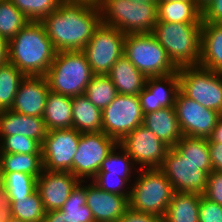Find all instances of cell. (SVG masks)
<instances>
[{
	"mask_svg": "<svg viewBox=\"0 0 222 222\" xmlns=\"http://www.w3.org/2000/svg\"><path fill=\"white\" fill-rule=\"evenodd\" d=\"M119 94L138 95L145 87L147 77L123 54L108 74Z\"/></svg>",
	"mask_w": 222,
	"mask_h": 222,
	"instance_id": "23",
	"label": "cell"
},
{
	"mask_svg": "<svg viewBox=\"0 0 222 222\" xmlns=\"http://www.w3.org/2000/svg\"><path fill=\"white\" fill-rule=\"evenodd\" d=\"M208 142H218L222 144V115L218 118L216 127L213 129Z\"/></svg>",
	"mask_w": 222,
	"mask_h": 222,
	"instance_id": "47",
	"label": "cell"
},
{
	"mask_svg": "<svg viewBox=\"0 0 222 222\" xmlns=\"http://www.w3.org/2000/svg\"><path fill=\"white\" fill-rule=\"evenodd\" d=\"M79 183L71 172L43 170L37 178V191L45 212L60 210Z\"/></svg>",
	"mask_w": 222,
	"mask_h": 222,
	"instance_id": "16",
	"label": "cell"
},
{
	"mask_svg": "<svg viewBox=\"0 0 222 222\" xmlns=\"http://www.w3.org/2000/svg\"><path fill=\"white\" fill-rule=\"evenodd\" d=\"M29 22L10 0H0V36L9 42Z\"/></svg>",
	"mask_w": 222,
	"mask_h": 222,
	"instance_id": "32",
	"label": "cell"
},
{
	"mask_svg": "<svg viewBox=\"0 0 222 222\" xmlns=\"http://www.w3.org/2000/svg\"><path fill=\"white\" fill-rule=\"evenodd\" d=\"M43 120L47 131L73 128L72 97L48 93Z\"/></svg>",
	"mask_w": 222,
	"mask_h": 222,
	"instance_id": "24",
	"label": "cell"
},
{
	"mask_svg": "<svg viewBox=\"0 0 222 222\" xmlns=\"http://www.w3.org/2000/svg\"><path fill=\"white\" fill-rule=\"evenodd\" d=\"M197 5L203 9L206 5H208L212 0H195Z\"/></svg>",
	"mask_w": 222,
	"mask_h": 222,
	"instance_id": "50",
	"label": "cell"
},
{
	"mask_svg": "<svg viewBox=\"0 0 222 222\" xmlns=\"http://www.w3.org/2000/svg\"><path fill=\"white\" fill-rule=\"evenodd\" d=\"M26 76L12 63L0 65V111L11 109L18 87Z\"/></svg>",
	"mask_w": 222,
	"mask_h": 222,
	"instance_id": "30",
	"label": "cell"
},
{
	"mask_svg": "<svg viewBox=\"0 0 222 222\" xmlns=\"http://www.w3.org/2000/svg\"><path fill=\"white\" fill-rule=\"evenodd\" d=\"M43 222H71L61 210H51L45 212Z\"/></svg>",
	"mask_w": 222,
	"mask_h": 222,
	"instance_id": "46",
	"label": "cell"
},
{
	"mask_svg": "<svg viewBox=\"0 0 222 222\" xmlns=\"http://www.w3.org/2000/svg\"><path fill=\"white\" fill-rule=\"evenodd\" d=\"M85 181H80L60 209L71 222H95L86 205Z\"/></svg>",
	"mask_w": 222,
	"mask_h": 222,
	"instance_id": "35",
	"label": "cell"
},
{
	"mask_svg": "<svg viewBox=\"0 0 222 222\" xmlns=\"http://www.w3.org/2000/svg\"><path fill=\"white\" fill-rule=\"evenodd\" d=\"M139 169L160 168L169 147L144 125L136 127L119 143Z\"/></svg>",
	"mask_w": 222,
	"mask_h": 222,
	"instance_id": "15",
	"label": "cell"
},
{
	"mask_svg": "<svg viewBox=\"0 0 222 222\" xmlns=\"http://www.w3.org/2000/svg\"><path fill=\"white\" fill-rule=\"evenodd\" d=\"M128 199L129 208L164 217L174 194L172 184L159 168L139 169Z\"/></svg>",
	"mask_w": 222,
	"mask_h": 222,
	"instance_id": "5",
	"label": "cell"
},
{
	"mask_svg": "<svg viewBox=\"0 0 222 222\" xmlns=\"http://www.w3.org/2000/svg\"><path fill=\"white\" fill-rule=\"evenodd\" d=\"M101 23L124 34L152 33L158 21L157 3L100 0Z\"/></svg>",
	"mask_w": 222,
	"mask_h": 222,
	"instance_id": "4",
	"label": "cell"
},
{
	"mask_svg": "<svg viewBox=\"0 0 222 222\" xmlns=\"http://www.w3.org/2000/svg\"><path fill=\"white\" fill-rule=\"evenodd\" d=\"M63 2H84L91 5L99 6L100 0H61Z\"/></svg>",
	"mask_w": 222,
	"mask_h": 222,
	"instance_id": "49",
	"label": "cell"
},
{
	"mask_svg": "<svg viewBox=\"0 0 222 222\" xmlns=\"http://www.w3.org/2000/svg\"><path fill=\"white\" fill-rule=\"evenodd\" d=\"M56 50L40 21H30L9 41L8 62L25 76H45Z\"/></svg>",
	"mask_w": 222,
	"mask_h": 222,
	"instance_id": "2",
	"label": "cell"
},
{
	"mask_svg": "<svg viewBox=\"0 0 222 222\" xmlns=\"http://www.w3.org/2000/svg\"><path fill=\"white\" fill-rule=\"evenodd\" d=\"M86 205L95 222H118L129 208L128 198L100 189L92 181L85 183Z\"/></svg>",
	"mask_w": 222,
	"mask_h": 222,
	"instance_id": "18",
	"label": "cell"
},
{
	"mask_svg": "<svg viewBox=\"0 0 222 222\" xmlns=\"http://www.w3.org/2000/svg\"><path fill=\"white\" fill-rule=\"evenodd\" d=\"M134 2H154V3H158V0H132Z\"/></svg>",
	"mask_w": 222,
	"mask_h": 222,
	"instance_id": "51",
	"label": "cell"
},
{
	"mask_svg": "<svg viewBox=\"0 0 222 222\" xmlns=\"http://www.w3.org/2000/svg\"><path fill=\"white\" fill-rule=\"evenodd\" d=\"M43 170L42 154L0 153V173L23 172L38 178Z\"/></svg>",
	"mask_w": 222,
	"mask_h": 222,
	"instance_id": "28",
	"label": "cell"
},
{
	"mask_svg": "<svg viewBox=\"0 0 222 222\" xmlns=\"http://www.w3.org/2000/svg\"><path fill=\"white\" fill-rule=\"evenodd\" d=\"M118 222H164V217L137 212L128 208Z\"/></svg>",
	"mask_w": 222,
	"mask_h": 222,
	"instance_id": "43",
	"label": "cell"
},
{
	"mask_svg": "<svg viewBox=\"0 0 222 222\" xmlns=\"http://www.w3.org/2000/svg\"><path fill=\"white\" fill-rule=\"evenodd\" d=\"M168 178L175 192L198 193L206 191L211 163H192L174 149L169 148L159 168Z\"/></svg>",
	"mask_w": 222,
	"mask_h": 222,
	"instance_id": "10",
	"label": "cell"
},
{
	"mask_svg": "<svg viewBox=\"0 0 222 222\" xmlns=\"http://www.w3.org/2000/svg\"><path fill=\"white\" fill-rule=\"evenodd\" d=\"M12 217L11 200L0 186V222H8Z\"/></svg>",
	"mask_w": 222,
	"mask_h": 222,
	"instance_id": "45",
	"label": "cell"
},
{
	"mask_svg": "<svg viewBox=\"0 0 222 222\" xmlns=\"http://www.w3.org/2000/svg\"><path fill=\"white\" fill-rule=\"evenodd\" d=\"M49 91L45 76H26L18 87L11 110L23 115L43 117Z\"/></svg>",
	"mask_w": 222,
	"mask_h": 222,
	"instance_id": "19",
	"label": "cell"
},
{
	"mask_svg": "<svg viewBox=\"0 0 222 222\" xmlns=\"http://www.w3.org/2000/svg\"><path fill=\"white\" fill-rule=\"evenodd\" d=\"M199 222H222V205L214 203L202 195L199 205Z\"/></svg>",
	"mask_w": 222,
	"mask_h": 222,
	"instance_id": "40",
	"label": "cell"
},
{
	"mask_svg": "<svg viewBox=\"0 0 222 222\" xmlns=\"http://www.w3.org/2000/svg\"><path fill=\"white\" fill-rule=\"evenodd\" d=\"M203 196L214 203L222 205V172L212 170L208 174L206 191Z\"/></svg>",
	"mask_w": 222,
	"mask_h": 222,
	"instance_id": "41",
	"label": "cell"
},
{
	"mask_svg": "<svg viewBox=\"0 0 222 222\" xmlns=\"http://www.w3.org/2000/svg\"><path fill=\"white\" fill-rule=\"evenodd\" d=\"M202 24L157 21L152 34L178 69L199 65Z\"/></svg>",
	"mask_w": 222,
	"mask_h": 222,
	"instance_id": "3",
	"label": "cell"
},
{
	"mask_svg": "<svg viewBox=\"0 0 222 222\" xmlns=\"http://www.w3.org/2000/svg\"><path fill=\"white\" fill-rule=\"evenodd\" d=\"M178 91V71L164 76L147 77L145 87L138 94L143 114L173 107Z\"/></svg>",
	"mask_w": 222,
	"mask_h": 222,
	"instance_id": "17",
	"label": "cell"
},
{
	"mask_svg": "<svg viewBox=\"0 0 222 222\" xmlns=\"http://www.w3.org/2000/svg\"><path fill=\"white\" fill-rule=\"evenodd\" d=\"M30 21H41L55 11L61 0H10Z\"/></svg>",
	"mask_w": 222,
	"mask_h": 222,
	"instance_id": "37",
	"label": "cell"
},
{
	"mask_svg": "<svg viewBox=\"0 0 222 222\" xmlns=\"http://www.w3.org/2000/svg\"><path fill=\"white\" fill-rule=\"evenodd\" d=\"M171 1L180 2V1H195V0H158V2H171Z\"/></svg>",
	"mask_w": 222,
	"mask_h": 222,
	"instance_id": "52",
	"label": "cell"
},
{
	"mask_svg": "<svg viewBox=\"0 0 222 222\" xmlns=\"http://www.w3.org/2000/svg\"><path fill=\"white\" fill-rule=\"evenodd\" d=\"M199 65L222 73V23L202 22Z\"/></svg>",
	"mask_w": 222,
	"mask_h": 222,
	"instance_id": "22",
	"label": "cell"
},
{
	"mask_svg": "<svg viewBox=\"0 0 222 222\" xmlns=\"http://www.w3.org/2000/svg\"><path fill=\"white\" fill-rule=\"evenodd\" d=\"M173 148L192 163H211L208 139L182 136Z\"/></svg>",
	"mask_w": 222,
	"mask_h": 222,
	"instance_id": "36",
	"label": "cell"
},
{
	"mask_svg": "<svg viewBox=\"0 0 222 222\" xmlns=\"http://www.w3.org/2000/svg\"><path fill=\"white\" fill-rule=\"evenodd\" d=\"M158 21L202 24V9L196 1L158 2Z\"/></svg>",
	"mask_w": 222,
	"mask_h": 222,
	"instance_id": "26",
	"label": "cell"
},
{
	"mask_svg": "<svg viewBox=\"0 0 222 222\" xmlns=\"http://www.w3.org/2000/svg\"><path fill=\"white\" fill-rule=\"evenodd\" d=\"M208 147L213 170L222 172V144L218 142H208Z\"/></svg>",
	"mask_w": 222,
	"mask_h": 222,
	"instance_id": "44",
	"label": "cell"
},
{
	"mask_svg": "<svg viewBox=\"0 0 222 222\" xmlns=\"http://www.w3.org/2000/svg\"><path fill=\"white\" fill-rule=\"evenodd\" d=\"M117 94V89L108 75L94 74L84 95L96 107L103 110L114 100Z\"/></svg>",
	"mask_w": 222,
	"mask_h": 222,
	"instance_id": "33",
	"label": "cell"
},
{
	"mask_svg": "<svg viewBox=\"0 0 222 222\" xmlns=\"http://www.w3.org/2000/svg\"><path fill=\"white\" fill-rule=\"evenodd\" d=\"M144 114L138 95L117 94L102 110V131L118 143L142 125Z\"/></svg>",
	"mask_w": 222,
	"mask_h": 222,
	"instance_id": "12",
	"label": "cell"
},
{
	"mask_svg": "<svg viewBox=\"0 0 222 222\" xmlns=\"http://www.w3.org/2000/svg\"><path fill=\"white\" fill-rule=\"evenodd\" d=\"M0 153L42 154L36 140L17 134L0 136Z\"/></svg>",
	"mask_w": 222,
	"mask_h": 222,
	"instance_id": "38",
	"label": "cell"
},
{
	"mask_svg": "<svg viewBox=\"0 0 222 222\" xmlns=\"http://www.w3.org/2000/svg\"><path fill=\"white\" fill-rule=\"evenodd\" d=\"M118 142L103 131L81 133L78 149L72 161V174L80 181H90L98 173L106 156Z\"/></svg>",
	"mask_w": 222,
	"mask_h": 222,
	"instance_id": "11",
	"label": "cell"
},
{
	"mask_svg": "<svg viewBox=\"0 0 222 222\" xmlns=\"http://www.w3.org/2000/svg\"><path fill=\"white\" fill-rule=\"evenodd\" d=\"M142 125L151 130L169 148H173L183 136L174 106L144 114Z\"/></svg>",
	"mask_w": 222,
	"mask_h": 222,
	"instance_id": "21",
	"label": "cell"
},
{
	"mask_svg": "<svg viewBox=\"0 0 222 222\" xmlns=\"http://www.w3.org/2000/svg\"><path fill=\"white\" fill-rule=\"evenodd\" d=\"M124 55L146 77L178 71L152 33L125 34Z\"/></svg>",
	"mask_w": 222,
	"mask_h": 222,
	"instance_id": "7",
	"label": "cell"
},
{
	"mask_svg": "<svg viewBox=\"0 0 222 222\" xmlns=\"http://www.w3.org/2000/svg\"><path fill=\"white\" fill-rule=\"evenodd\" d=\"M23 135L42 145L47 134L43 117L16 113L11 109L0 111V136Z\"/></svg>",
	"mask_w": 222,
	"mask_h": 222,
	"instance_id": "20",
	"label": "cell"
},
{
	"mask_svg": "<svg viewBox=\"0 0 222 222\" xmlns=\"http://www.w3.org/2000/svg\"><path fill=\"white\" fill-rule=\"evenodd\" d=\"M11 211L14 218L25 222H43L45 218V210L37 190L30 196L11 200Z\"/></svg>",
	"mask_w": 222,
	"mask_h": 222,
	"instance_id": "34",
	"label": "cell"
},
{
	"mask_svg": "<svg viewBox=\"0 0 222 222\" xmlns=\"http://www.w3.org/2000/svg\"><path fill=\"white\" fill-rule=\"evenodd\" d=\"M125 34L115 27L100 23L82 49L95 75H108L124 54Z\"/></svg>",
	"mask_w": 222,
	"mask_h": 222,
	"instance_id": "9",
	"label": "cell"
},
{
	"mask_svg": "<svg viewBox=\"0 0 222 222\" xmlns=\"http://www.w3.org/2000/svg\"><path fill=\"white\" fill-rule=\"evenodd\" d=\"M201 194L174 192L164 222H199Z\"/></svg>",
	"mask_w": 222,
	"mask_h": 222,
	"instance_id": "27",
	"label": "cell"
},
{
	"mask_svg": "<svg viewBox=\"0 0 222 222\" xmlns=\"http://www.w3.org/2000/svg\"><path fill=\"white\" fill-rule=\"evenodd\" d=\"M0 186L10 200L30 196L37 190V178L23 172L0 173Z\"/></svg>",
	"mask_w": 222,
	"mask_h": 222,
	"instance_id": "31",
	"label": "cell"
},
{
	"mask_svg": "<svg viewBox=\"0 0 222 222\" xmlns=\"http://www.w3.org/2000/svg\"><path fill=\"white\" fill-rule=\"evenodd\" d=\"M135 166L128 152L121 145L117 144L102 162L97 175L119 176L132 185V181L134 180L131 178L135 176L133 173L139 170L138 166L137 168Z\"/></svg>",
	"mask_w": 222,
	"mask_h": 222,
	"instance_id": "29",
	"label": "cell"
},
{
	"mask_svg": "<svg viewBox=\"0 0 222 222\" xmlns=\"http://www.w3.org/2000/svg\"><path fill=\"white\" fill-rule=\"evenodd\" d=\"M59 51H81L101 23L99 6L84 2H61L40 21Z\"/></svg>",
	"mask_w": 222,
	"mask_h": 222,
	"instance_id": "1",
	"label": "cell"
},
{
	"mask_svg": "<svg viewBox=\"0 0 222 222\" xmlns=\"http://www.w3.org/2000/svg\"><path fill=\"white\" fill-rule=\"evenodd\" d=\"M202 22L222 23V0H212L202 9Z\"/></svg>",
	"mask_w": 222,
	"mask_h": 222,
	"instance_id": "42",
	"label": "cell"
},
{
	"mask_svg": "<svg viewBox=\"0 0 222 222\" xmlns=\"http://www.w3.org/2000/svg\"><path fill=\"white\" fill-rule=\"evenodd\" d=\"M73 128L80 133L102 131V110L85 95L72 97Z\"/></svg>",
	"mask_w": 222,
	"mask_h": 222,
	"instance_id": "25",
	"label": "cell"
},
{
	"mask_svg": "<svg viewBox=\"0 0 222 222\" xmlns=\"http://www.w3.org/2000/svg\"><path fill=\"white\" fill-rule=\"evenodd\" d=\"M91 181L106 192L126 196L129 199L131 184L119 176L96 175Z\"/></svg>",
	"mask_w": 222,
	"mask_h": 222,
	"instance_id": "39",
	"label": "cell"
},
{
	"mask_svg": "<svg viewBox=\"0 0 222 222\" xmlns=\"http://www.w3.org/2000/svg\"><path fill=\"white\" fill-rule=\"evenodd\" d=\"M8 222H25V221L12 217Z\"/></svg>",
	"mask_w": 222,
	"mask_h": 222,
	"instance_id": "53",
	"label": "cell"
},
{
	"mask_svg": "<svg viewBox=\"0 0 222 222\" xmlns=\"http://www.w3.org/2000/svg\"><path fill=\"white\" fill-rule=\"evenodd\" d=\"M9 42L0 36V65L8 62Z\"/></svg>",
	"mask_w": 222,
	"mask_h": 222,
	"instance_id": "48",
	"label": "cell"
},
{
	"mask_svg": "<svg viewBox=\"0 0 222 222\" xmlns=\"http://www.w3.org/2000/svg\"><path fill=\"white\" fill-rule=\"evenodd\" d=\"M178 75L186 97L222 115V73L195 65L178 68Z\"/></svg>",
	"mask_w": 222,
	"mask_h": 222,
	"instance_id": "8",
	"label": "cell"
},
{
	"mask_svg": "<svg viewBox=\"0 0 222 222\" xmlns=\"http://www.w3.org/2000/svg\"><path fill=\"white\" fill-rule=\"evenodd\" d=\"M80 135L74 128L47 131L41 145L44 170L72 173Z\"/></svg>",
	"mask_w": 222,
	"mask_h": 222,
	"instance_id": "13",
	"label": "cell"
},
{
	"mask_svg": "<svg viewBox=\"0 0 222 222\" xmlns=\"http://www.w3.org/2000/svg\"><path fill=\"white\" fill-rule=\"evenodd\" d=\"M93 75L81 50L56 52L45 77L52 92L74 97L85 94Z\"/></svg>",
	"mask_w": 222,
	"mask_h": 222,
	"instance_id": "6",
	"label": "cell"
},
{
	"mask_svg": "<svg viewBox=\"0 0 222 222\" xmlns=\"http://www.w3.org/2000/svg\"><path fill=\"white\" fill-rule=\"evenodd\" d=\"M183 136L209 139L221 114L186 97L180 90L174 104Z\"/></svg>",
	"mask_w": 222,
	"mask_h": 222,
	"instance_id": "14",
	"label": "cell"
}]
</instances>
